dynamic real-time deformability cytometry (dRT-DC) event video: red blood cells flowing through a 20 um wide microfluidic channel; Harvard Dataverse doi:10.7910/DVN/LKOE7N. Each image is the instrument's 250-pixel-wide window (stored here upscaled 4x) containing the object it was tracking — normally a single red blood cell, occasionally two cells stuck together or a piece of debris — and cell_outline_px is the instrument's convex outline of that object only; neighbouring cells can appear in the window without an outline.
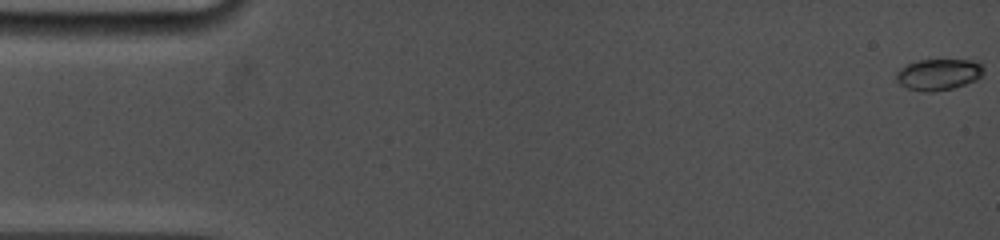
{"species": "common noctule bat (a hibernating species)", "species_latin": "Nyctalus noctula", "temperature_condition": "cold", "stored_images_in_passage": 7, "camera_frame_rate_fps": 5000, "um_per_image_px": 0.085, "animal": {"sex": "female", "body_mass_g": 19.0, "forearm_length_mm": 53.3}, "frame": {"image": 1, "passage_image": 1, "time_ms": 0.0, "image_size_px": [1000, 240], "cell_outline_px": [[984, 72], [976, 80], [952, 88], [932, 92], [924, 92], [908, 88], [900, 84], [896, 80], [896, 72], [900, 68], [916, 60], [980, 60], [984, 68]], "centroid_in_image_um": [79.79, 6.31], "position_along_channel_um": 5.2, "area_um2": 16.01}}
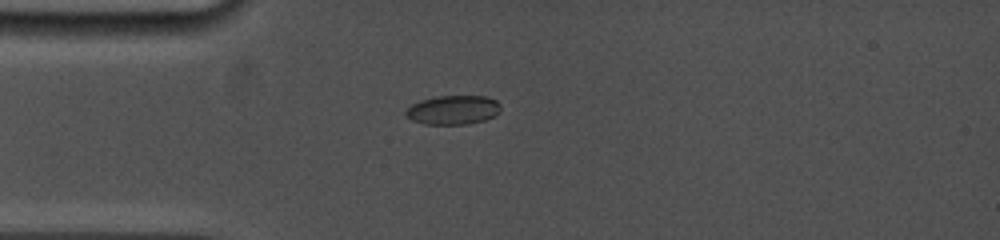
{"frame": {"image": 2, "passage_image": 5, "time_ms": 4.4, "image_size_px": [1000, 240], "cell_outline_px": [[500, 112], [496, 116], [484, 120], [468, 124], [424, 124], [412, 120], [404, 112], [412, 104], [420, 100], [436, 96], [484, 96], [496, 100], [500, 104]], "centroid_in_image_um": [38.54, 9.34], "position_along_channel_um": 46.5, "area_um2": 16.13}}
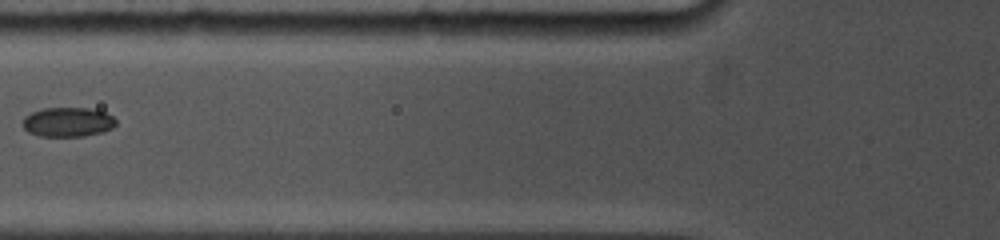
{"frame": {"image": 3, "passage_image": 7, "time_ms": 6.6, "image_size_px": [1000, 240], "cell_outline_px": [[116, 124], [112, 128], [100, 132], [84, 136], [40, 136], [28, 132], [24, 128], [24, 116], [32, 112], [44, 108], [88, 108], [104, 112], [112, 116], [116, 120]], "centroid_in_image_um": [5.76, 10.37], "position_along_channel_um": 120.0, "area_um2": 15.84}}